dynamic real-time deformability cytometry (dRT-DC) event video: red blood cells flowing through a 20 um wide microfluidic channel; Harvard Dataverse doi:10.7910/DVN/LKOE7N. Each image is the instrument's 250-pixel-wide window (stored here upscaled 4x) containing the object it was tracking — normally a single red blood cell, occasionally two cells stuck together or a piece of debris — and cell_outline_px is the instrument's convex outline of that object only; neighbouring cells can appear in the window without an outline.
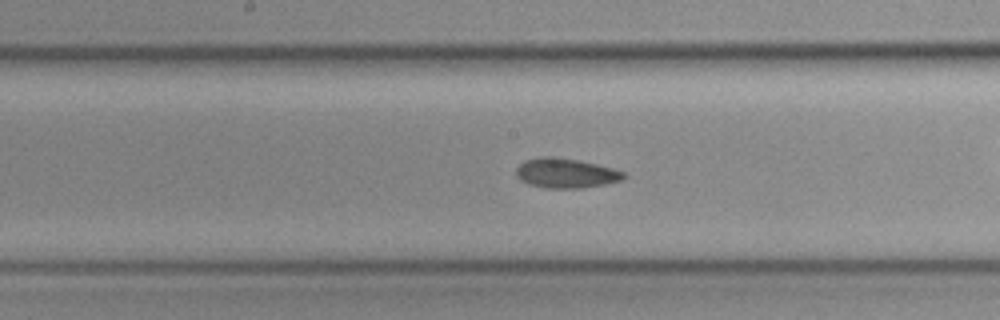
{"species": "common noctule bat (a hibernating species)", "species_latin": "Nyctalus noctula", "temperature_condition": "cold", "stored_images_in_passage": 36, "camera_frame_rate_fps": 3000, "um_per_image_px": 0.085, "animal": {"sex": "female", "body_mass_g": 19.3, "forearm_length_mm": 54.1}, "frame": {"image": 1, "passage_image": 11, "time_ms": 3.333, "image_size_px": [1000, 320], "cell_outline_px": [[628, 176], [624, 180], [584, 188], [548, 188], [528, 184], [520, 180], [516, 176], [516, 168], [524, 160], [544, 156], [552, 156], [576, 160], [596, 164], [628, 172]], "centroid_in_image_um": [48.13, 14.72], "position_along_channel_um": 200.1, "area_um2": 18.79}}